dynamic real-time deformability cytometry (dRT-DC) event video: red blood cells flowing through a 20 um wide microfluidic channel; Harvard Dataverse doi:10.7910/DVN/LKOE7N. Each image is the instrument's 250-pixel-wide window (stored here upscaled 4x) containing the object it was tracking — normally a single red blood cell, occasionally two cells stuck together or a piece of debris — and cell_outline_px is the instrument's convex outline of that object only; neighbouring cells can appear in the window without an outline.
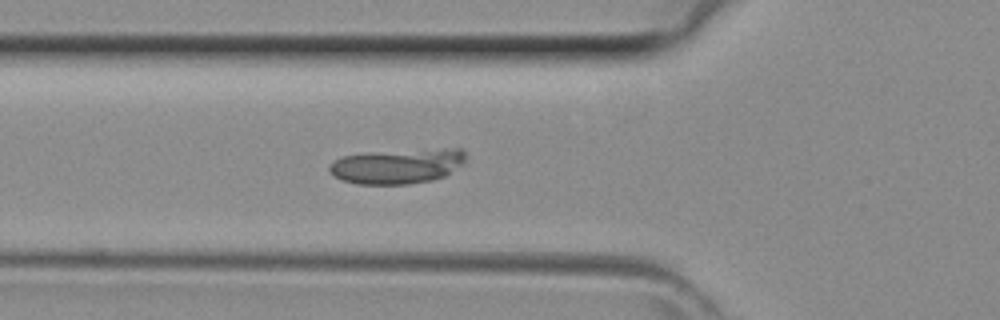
{"species": "common noctule bat (a hibernating species)", "species_latin": "Nyctalus noctula", "temperature_condition": "room temperature", "stored_images_in_passage": 26, "camera_frame_rate_fps": 3000, "um_per_image_px": 0.085, "animal": {"sex": "female", "body_mass_g": 29.2, "forearm_length_mm": 56.3}, "frame": {"image": 1, "passage_image": 12, "time_ms": 3.667, "image_size_px": [1000, 320], "cell_outline_px": [[464, 164], [444, 176], [432, 180], [408, 184], [356, 184], [344, 180], [328, 172], [328, 168], [336, 160], [344, 156], [368, 152], [456, 148], [464, 148]], "centroid_in_image_um": [33.8, 14.12], "position_along_channel_um": 92.0, "area_um2": 27.57}}
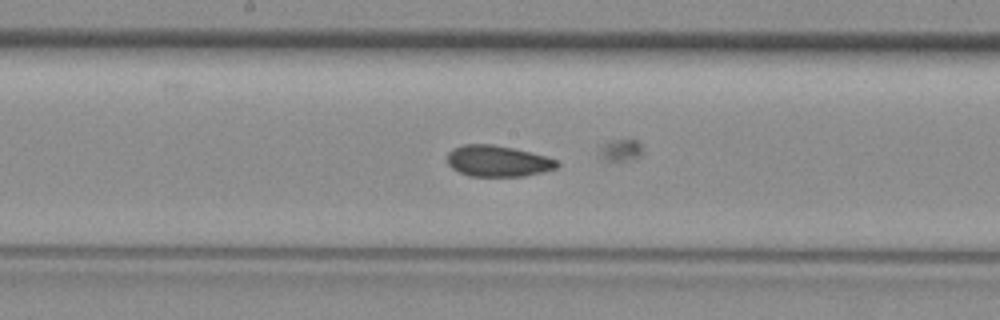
{"frame": {"image": 2, "passage_image": 19, "time_ms": 6.0, "image_size_px": [1000, 320], "cell_outline_px": [[560, 164], [556, 168], [544, 172], [524, 176], [468, 176], [452, 168], [448, 164], [448, 152], [452, 148], [464, 144], [492, 144], [512, 148], [560, 160]], "centroid_in_image_um": [42.32, 13.69], "position_along_channel_um": 205.9, "area_um2": 19.94}}